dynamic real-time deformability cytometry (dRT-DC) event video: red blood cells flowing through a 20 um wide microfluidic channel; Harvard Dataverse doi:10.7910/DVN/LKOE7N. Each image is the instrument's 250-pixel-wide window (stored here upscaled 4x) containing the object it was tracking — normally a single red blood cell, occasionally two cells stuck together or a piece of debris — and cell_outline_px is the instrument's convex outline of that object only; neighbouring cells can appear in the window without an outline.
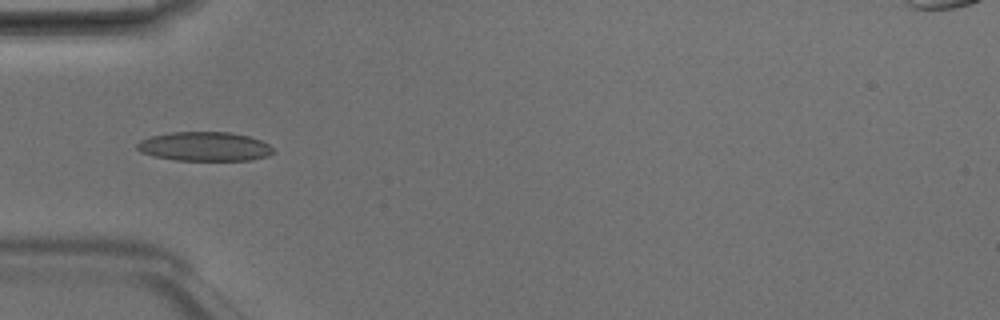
{"species": "Egyptian fruit bat (a non-hibernating species)", "species_latin": "Rousettus aegyptiacus", "temperature_condition": "room temperature", "stored_images_in_passage": 6, "camera_frame_rate_fps": 3000, "um_per_image_px": 0.085, "animal": {"sex": "male"}, "frame": {"image": 1, "passage_image": 5, "time_ms": 1.333, "image_size_px": [1000, 320], "cell_outline_px": [[276, 152], [268, 156], [252, 160], [176, 160], [156, 156], [140, 152], [136, 148], [136, 144], [140, 140], [152, 136], [172, 132], [228, 132], [248, 136], [260, 140], [268, 144]], "centroid_in_image_um": [17.4, 12.45], "position_along_channel_um": 67.6, "area_um2": 23.06}}